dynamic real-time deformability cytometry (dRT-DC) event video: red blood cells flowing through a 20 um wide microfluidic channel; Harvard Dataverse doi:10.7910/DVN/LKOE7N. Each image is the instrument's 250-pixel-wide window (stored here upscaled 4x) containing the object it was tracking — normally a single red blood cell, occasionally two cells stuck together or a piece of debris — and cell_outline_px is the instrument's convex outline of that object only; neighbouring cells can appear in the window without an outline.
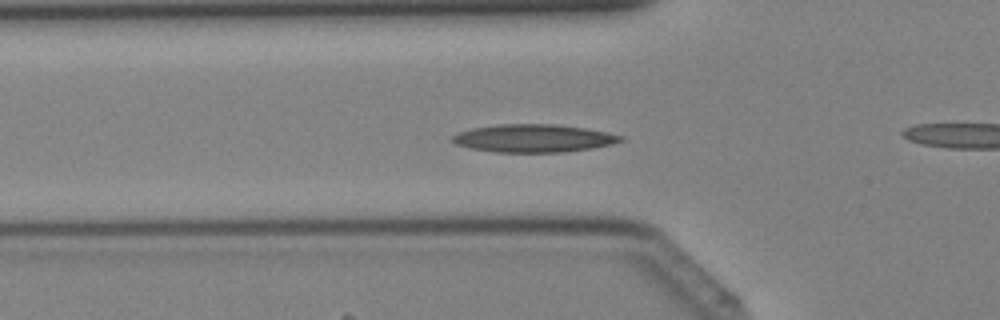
{"species": "Egyptian fruit bat (a non-hibernating species)", "species_latin": "Rousettus aegyptiacus", "temperature_condition": "cold", "stored_images_in_passage": 31, "camera_frame_rate_fps": 3000, "um_per_image_px": 0.085, "animal": {"sex": "female"}, "frame": {"image": 1, "passage_image": 3, "time_ms": 0.667, "image_size_px": [1000, 320], "cell_outline_px": [[624, 140], [612, 144], [592, 148], [564, 152], [496, 152], [472, 148], [456, 144], [448, 140], [452, 136], [460, 132], [472, 128], [500, 124], [556, 124], [584, 128], [624, 136]], "centroid_in_image_um": [45.34, 11.75], "position_along_channel_um": 80.5, "area_um2": 27.22}}
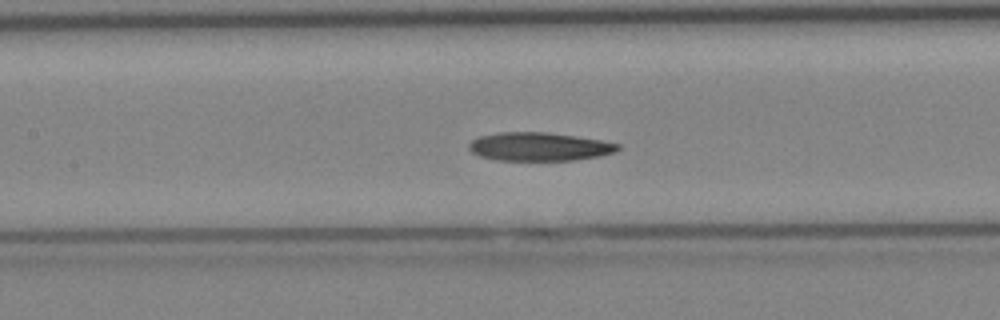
{"frame": {"image": 2, "passage_image": 8, "time_ms": 2.333, "image_size_px": [1000, 320], "cell_outline_px": [[620, 148], [616, 152], [600, 156], [572, 160], [496, 160], [480, 156], [472, 152], [468, 148], [468, 144], [472, 140], [480, 136], [500, 132], [548, 132], [576, 136], [600, 140], [620, 144]], "centroid_in_image_um": [45.84, 12.46], "position_along_channel_um": 161.6, "area_um2": 24.68}}
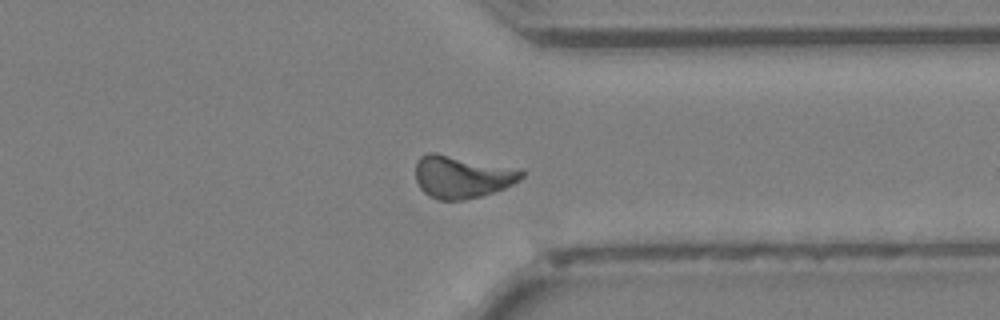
{"frame": {"image": 3, "passage_image": 21, "time_ms": 6.667, "image_size_px": [1000, 320], "cell_outline_px": [[524, 176], [520, 180], [504, 188], [480, 196], [464, 200], [440, 200], [428, 196], [420, 188], [416, 180], [416, 160], [420, 156], [428, 152], [436, 152], [524, 172]], "centroid_in_image_um": [39.17, 15.05], "position_along_channel_um": 372.2, "area_um2": 25.61}}